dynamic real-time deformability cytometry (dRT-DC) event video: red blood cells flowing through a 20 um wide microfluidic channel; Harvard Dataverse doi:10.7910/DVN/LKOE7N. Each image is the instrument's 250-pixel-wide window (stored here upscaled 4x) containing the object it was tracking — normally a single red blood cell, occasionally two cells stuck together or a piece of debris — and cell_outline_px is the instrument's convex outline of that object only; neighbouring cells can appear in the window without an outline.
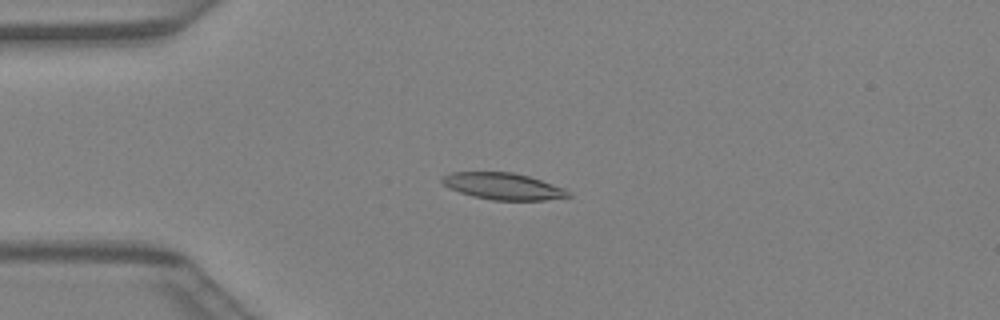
{"species": "Egyptian fruit bat (a non-hibernating species)", "species_latin": "Rousettus aegyptiacus", "temperature_condition": "warm", "stored_images_in_passage": 41, "camera_frame_rate_fps": 3000, "um_per_image_px": 0.085, "animal": {"sex": "female"}, "frame": {"image": 1, "passage_image": 10, "time_ms": 3.0, "image_size_px": [1000, 320], "cell_outline_px": [[572, 196], [544, 200], [492, 200], [460, 192], [448, 188], [440, 180], [444, 176], [452, 172], [512, 172], [528, 176], [564, 188]], "centroid_in_image_um": [42.75, 15.83], "position_along_channel_um": 42.2, "area_um2": 19.31}}
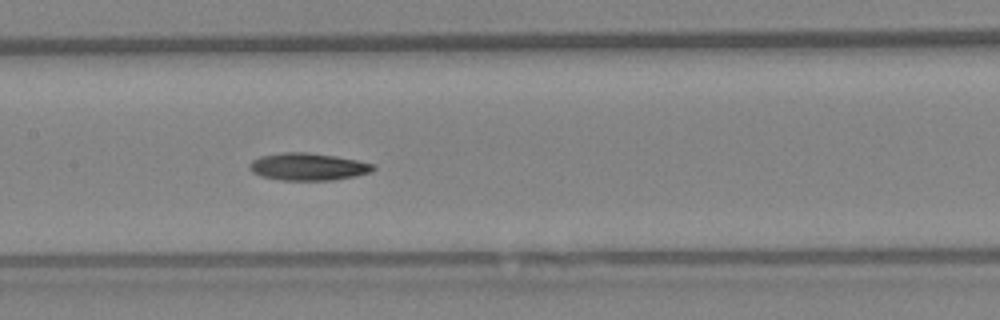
{"frame": {"image": 2, "passage_image": 20, "time_ms": 6.333, "image_size_px": [1000, 320], "cell_outline_px": [[376, 168], [372, 172], [356, 176], [332, 180], [280, 180], [264, 176], [252, 172], [248, 168], [248, 164], [252, 160], [260, 156], [280, 152], [308, 152], [336, 156], [376, 164]], "centroid_in_image_um": [26.2, 14.16], "position_along_channel_um": 181.2, "area_um2": 19.88}}
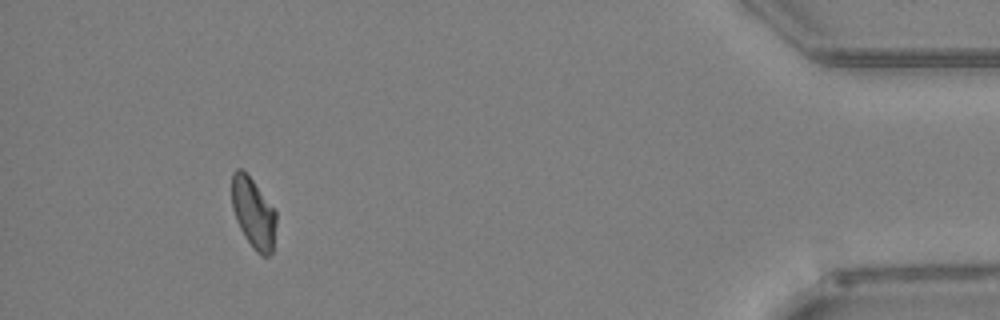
{"frame": {"image": 3, "passage_image": 38, "time_ms": 12.333, "image_size_px": [1000, 320], "cell_outline_px": [[276, 224], [272, 252], [268, 256], [260, 256], [252, 248], [244, 236], [236, 220], [232, 208], [232, 172], [236, 168], [240, 168], [252, 180], [276, 208]], "centroid_in_image_um": [21.55, 18.13], "position_along_channel_um": 413.7, "area_um2": 18.44}}